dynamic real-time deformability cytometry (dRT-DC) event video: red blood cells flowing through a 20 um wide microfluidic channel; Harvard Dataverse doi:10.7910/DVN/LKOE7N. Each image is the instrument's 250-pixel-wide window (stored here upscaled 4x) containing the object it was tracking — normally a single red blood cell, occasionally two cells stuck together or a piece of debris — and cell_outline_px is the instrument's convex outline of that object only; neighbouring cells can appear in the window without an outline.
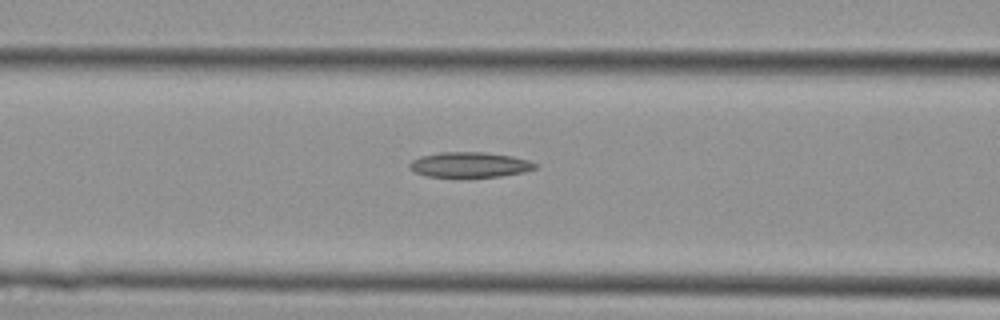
{"species": "Egyptian fruit bat (a non-hibernating species)", "species_latin": "Rousettus aegyptiacus", "temperature_condition": "cold", "stored_images_in_passage": 22, "camera_frame_rate_fps": 3000, "um_per_image_px": 0.085, "animal": {"sex": "female"}, "frame": {"image": 1, "passage_image": 5, "time_ms": 1.333, "image_size_px": [1000, 320], "cell_outline_px": [[540, 164], [536, 168], [524, 172], [500, 176], [428, 176], [416, 172], [408, 164], [412, 160], [420, 156], [440, 152], [484, 152], [512, 156], [528, 160]], "centroid_in_image_um": [39.97, 13.98], "position_along_channel_um": 126.6, "area_um2": 18.21}}
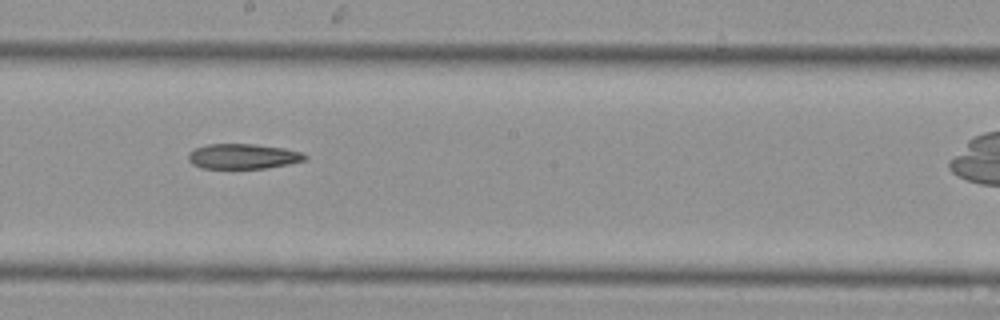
{"frame": {"image": 2, "passage_image": 11, "time_ms": 3.333, "image_size_px": [1000, 320], "cell_outline_px": [[308, 156], [304, 160], [288, 164], [264, 168], [200, 168], [192, 164], [188, 160], [188, 152], [196, 148], [208, 144], [256, 144], [284, 148], [300, 152]], "centroid_in_image_um": [20.62, 13.28], "position_along_channel_um": 227.6, "area_um2": 16.99}}
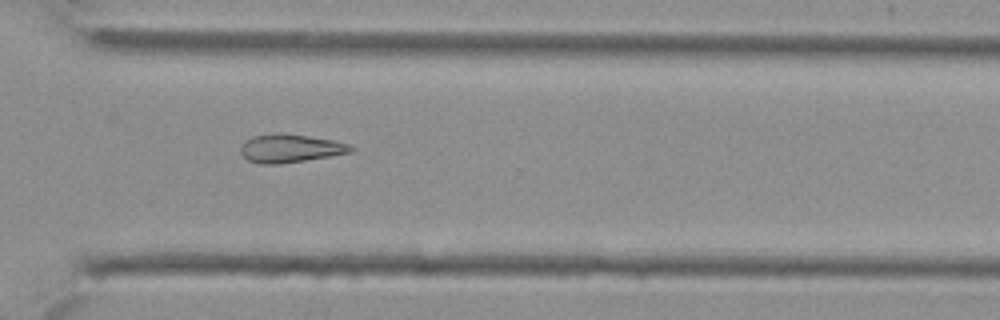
{"frame": {"image": 3, "passage_image": 18, "time_ms": 5.667, "image_size_px": [1000, 320], "cell_outline_px": [[356, 148], [352, 152], [280, 164], [260, 164], [248, 160], [240, 152], [240, 148], [244, 140], [252, 136], [276, 132], [284, 132], [336, 140], [352, 144]], "centroid_in_image_um": [24.69, 12.58], "position_along_channel_um": 345.9, "area_um2": 18.55}}